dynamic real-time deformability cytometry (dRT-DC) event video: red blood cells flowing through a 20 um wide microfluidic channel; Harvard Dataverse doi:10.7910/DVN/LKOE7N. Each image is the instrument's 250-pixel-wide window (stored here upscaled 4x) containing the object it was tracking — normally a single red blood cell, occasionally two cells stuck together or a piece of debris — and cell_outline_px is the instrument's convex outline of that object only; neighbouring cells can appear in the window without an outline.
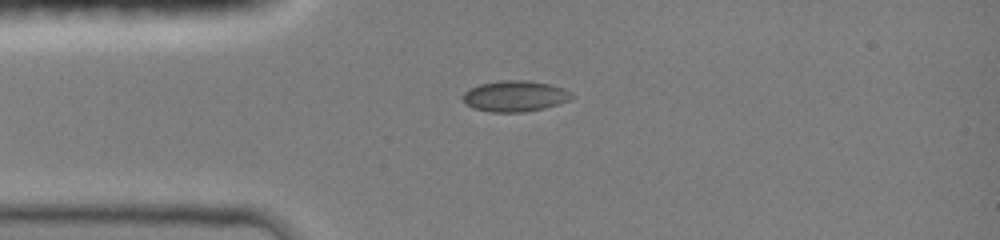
{"species": "common noctule bat (a hibernating species)", "species_latin": "Nyctalus noctula", "temperature_condition": "room temperature", "stored_images_in_passage": 2, "camera_frame_rate_fps": 3000, "um_per_image_px": 0.085, "animal": {"sex": "female", "body_mass_g": 19.0, "forearm_length_mm": 51.5}, "frame": {"image": 1, "passage_image": 1, "time_ms": 0.0, "image_size_px": [1000, 240], "cell_outline_px": [[576, 96], [568, 100], [544, 108], [524, 112], [492, 112], [472, 108], [460, 96], [468, 88], [480, 84], [500, 80], [528, 80], [548, 84], [564, 88], [572, 92]], "centroid_in_image_um": [43.76, 8.16], "position_along_channel_um": 41.2, "area_um2": 19.71}}